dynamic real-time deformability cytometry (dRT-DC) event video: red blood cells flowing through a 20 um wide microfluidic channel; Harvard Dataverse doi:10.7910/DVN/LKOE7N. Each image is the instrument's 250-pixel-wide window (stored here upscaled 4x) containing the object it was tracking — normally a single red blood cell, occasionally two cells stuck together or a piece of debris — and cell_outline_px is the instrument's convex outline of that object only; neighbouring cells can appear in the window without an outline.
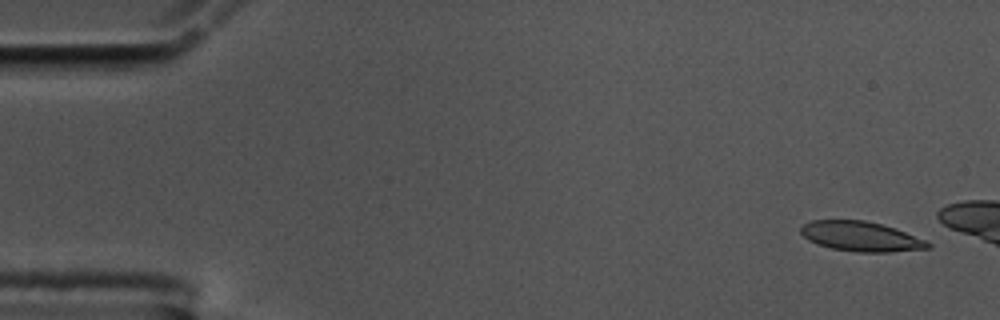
{"species": "common noctule bat (a hibernating species)", "species_latin": "Nyctalus noctula", "temperature_condition": "cold", "stored_images_in_passage": 14, "camera_frame_rate_fps": 3000, "um_per_image_px": 0.085, "animal": {"sex": "male", "body_mass_g": 17.5, "forearm_length_mm": 52.3}, "frame": {"image": 1, "passage_image": 3, "time_ms": 0.667, "image_size_px": [1000, 320], "cell_outline_px": [[932, 248], [892, 252], [856, 252], [832, 248], [816, 244], [808, 240], [800, 232], [800, 228], [804, 224], [812, 220], [864, 220], [896, 228], [924, 240], [932, 244]], "centroid_in_image_um": [73.18, 20.1], "position_along_channel_um": 11.8, "area_um2": 22.08}}